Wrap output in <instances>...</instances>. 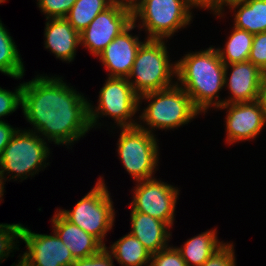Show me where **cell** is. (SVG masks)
Masks as SVG:
<instances>
[{"label":"cell","instance_id":"obj_1","mask_svg":"<svg viewBox=\"0 0 266 266\" xmlns=\"http://www.w3.org/2000/svg\"><path fill=\"white\" fill-rule=\"evenodd\" d=\"M21 106L34 132L57 145H71L91 128L89 102L61 77L37 75L23 83Z\"/></svg>","mask_w":266,"mask_h":266},{"label":"cell","instance_id":"obj_2","mask_svg":"<svg viewBox=\"0 0 266 266\" xmlns=\"http://www.w3.org/2000/svg\"><path fill=\"white\" fill-rule=\"evenodd\" d=\"M175 63V77L181 84L175 83L184 89L200 113L207 112L211 105L218 108L224 104L217 93L224 88L225 64L217 49L209 47L188 53Z\"/></svg>","mask_w":266,"mask_h":266},{"label":"cell","instance_id":"obj_3","mask_svg":"<svg viewBox=\"0 0 266 266\" xmlns=\"http://www.w3.org/2000/svg\"><path fill=\"white\" fill-rule=\"evenodd\" d=\"M31 232L22 224H0V261L18 247V238L26 244L27 251L15 266H71L75 261L71 251L60 237Z\"/></svg>","mask_w":266,"mask_h":266},{"label":"cell","instance_id":"obj_4","mask_svg":"<svg viewBox=\"0 0 266 266\" xmlns=\"http://www.w3.org/2000/svg\"><path fill=\"white\" fill-rule=\"evenodd\" d=\"M169 57L163 39L146 38L142 43L127 77L138 96L175 85L171 78L176 76V63H170Z\"/></svg>","mask_w":266,"mask_h":266},{"label":"cell","instance_id":"obj_5","mask_svg":"<svg viewBox=\"0 0 266 266\" xmlns=\"http://www.w3.org/2000/svg\"><path fill=\"white\" fill-rule=\"evenodd\" d=\"M144 98L150 102L139 119L145 122V125H149L151 129L140 124L138 126L150 133L155 128L163 130L178 128L188 124L191 119L200 114L189 95L176 83L167 89L139 96V106Z\"/></svg>","mask_w":266,"mask_h":266},{"label":"cell","instance_id":"obj_6","mask_svg":"<svg viewBox=\"0 0 266 266\" xmlns=\"http://www.w3.org/2000/svg\"><path fill=\"white\" fill-rule=\"evenodd\" d=\"M46 145L44 139L33 132V129H17L0 155V174L6 178L5 172H14L11 179L15 180H24L27 176L36 174L43 166L46 167L45 160L50 153Z\"/></svg>","mask_w":266,"mask_h":266},{"label":"cell","instance_id":"obj_7","mask_svg":"<svg viewBox=\"0 0 266 266\" xmlns=\"http://www.w3.org/2000/svg\"><path fill=\"white\" fill-rule=\"evenodd\" d=\"M105 185L100 177L93 189L76 204L73 210L59 209L68 221L95 237L104 247V237L112 229L115 219L113 201Z\"/></svg>","mask_w":266,"mask_h":266},{"label":"cell","instance_id":"obj_8","mask_svg":"<svg viewBox=\"0 0 266 266\" xmlns=\"http://www.w3.org/2000/svg\"><path fill=\"white\" fill-rule=\"evenodd\" d=\"M190 0H146L132 15L133 22L141 20L140 28L148 33L147 39H164L174 35L192 21Z\"/></svg>","mask_w":266,"mask_h":266},{"label":"cell","instance_id":"obj_9","mask_svg":"<svg viewBox=\"0 0 266 266\" xmlns=\"http://www.w3.org/2000/svg\"><path fill=\"white\" fill-rule=\"evenodd\" d=\"M118 154L126 171L134 181L151 179L158 166V145L153 133L138 125L121 127Z\"/></svg>","mask_w":266,"mask_h":266},{"label":"cell","instance_id":"obj_10","mask_svg":"<svg viewBox=\"0 0 266 266\" xmlns=\"http://www.w3.org/2000/svg\"><path fill=\"white\" fill-rule=\"evenodd\" d=\"M99 104L95 109L89 103V119L91 128L97 125L100 115L110 116L117 126H137L132 117L139 110V96L135 93L127 78L108 77L99 92Z\"/></svg>","mask_w":266,"mask_h":266},{"label":"cell","instance_id":"obj_11","mask_svg":"<svg viewBox=\"0 0 266 266\" xmlns=\"http://www.w3.org/2000/svg\"><path fill=\"white\" fill-rule=\"evenodd\" d=\"M137 183L129 205L132 210L150 215L172 227L179 190L156 178Z\"/></svg>","mask_w":266,"mask_h":266},{"label":"cell","instance_id":"obj_12","mask_svg":"<svg viewBox=\"0 0 266 266\" xmlns=\"http://www.w3.org/2000/svg\"><path fill=\"white\" fill-rule=\"evenodd\" d=\"M132 22L129 11L112 3L80 33V45L88 48L92 55L98 56Z\"/></svg>","mask_w":266,"mask_h":266},{"label":"cell","instance_id":"obj_13","mask_svg":"<svg viewBox=\"0 0 266 266\" xmlns=\"http://www.w3.org/2000/svg\"><path fill=\"white\" fill-rule=\"evenodd\" d=\"M228 109L226 116L227 143L254 139L265 126L260 102L224 103L218 109Z\"/></svg>","mask_w":266,"mask_h":266},{"label":"cell","instance_id":"obj_14","mask_svg":"<svg viewBox=\"0 0 266 266\" xmlns=\"http://www.w3.org/2000/svg\"><path fill=\"white\" fill-rule=\"evenodd\" d=\"M136 27L132 22L97 56L109 72V77L127 78L142 43L130 31Z\"/></svg>","mask_w":266,"mask_h":266},{"label":"cell","instance_id":"obj_15","mask_svg":"<svg viewBox=\"0 0 266 266\" xmlns=\"http://www.w3.org/2000/svg\"><path fill=\"white\" fill-rule=\"evenodd\" d=\"M229 67L232 71L228 78ZM264 75L265 73L250 61L225 65L224 86H228L231 97L225 99L224 103L257 101Z\"/></svg>","mask_w":266,"mask_h":266},{"label":"cell","instance_id":"obj_16","mask_svg":"<svg viewBox=\"0 0 266 266\" xmlns=\"http://www.w3.org/2000/svg\"><path fill=\"white\" fill-rule=\"evenodd\" d=\"M56 212L52 218L53 230L75 260L94 255L104 247L95 237L68 221L59 211Z\"/></svg>","mask_w":266,"mask_h":266},{"label":"cell","instance_id":"obj_17","mask_svg":"<svg viewBox=\"0 0 266 266\" xmlns=\"http://www.w3.org/2000/svg\"><path fill=\"white\" fill-rule=\"evenodd\" d=\"M45 48L50 49L56 58L71 62L80 45V33L65 18L46 19Z\"/></svg>","mask_w":266,"mask_h":266},{"label":"cell","instance_id":"obj_18","mask_svg":"<svg viewBox=\"0 0 266 266\" xmlns=\"http://www.w3.org/2000/svg\"><path fill=\"white\" fill-rule=\"evenodd\" d=\"M130 215V234L135 236L151 255L168 247L167 241L171 236L168 224L135 210H132Z\"/></svg>","mask_w":266,"mask_h":266},{"label":"cell","instance_id":"obj_19","mask_svg":"<svg viewBox=\"0 0 266 266\" xmlns=\"http://www.w3.org/2000/svg\"><path fill=\"white\" fill-rule=\"evenodd\" d=\"M215 230L203 232L177 247L187 266H202L224 243L218 241Z\"/></svg>","mask_w":266,"mask_h":266},{"label":"cell","instance_id":"obj_20","mask_svg":"<svg viewBox=\"0 0 266 266\" xmlns=\"http://www.w3.org/2000/svg\"><path fill=\"white\" fill-rule=\"evenodd\" d=\"M228 6L232 10L239 8L234 16V27L253 35L266 32V0H247Z\"/></svg>","mask_w":266,"mask_h":266},{"label":"cell","instance_id":"obj_21","mask_svg":"<svg viewBox=\"0 0 266 266\" xmlns=\"http://www.w3.org/2000/svg\"><path fill=\"white\" fill-rule=\"evenodd\" d=\"M109 248L108 251L121 266H145V264L147 266L151 264V254L130 233L117 240Z\"/></svg>","mask_w":266,"mask_h":266},{"label":"cell","instance_id":"obj_22","mask_svg":"<svg viewBox=\"0 0 266 266\" xmlns=\"http://www.w3.org/2000/svg\"><path fill=\"white\" fill-rule=\"evenodd\" d=\"M225 44V49L217 48L220 59L225 65L248 61L254 35L246 30L233 27Z\"/></svg>","mask_w":266,"mask_h":266},{"label":"cell","instance_id":"obj_23","mask_svg":"<svg viewBox=\"0 0 266 266\" xmlns=\"http://www.w3.org/2000/svg\"><path fill=\"white\" fill-rule=\"evenodd\" d=\"M0 72L15 79L24 76V65L16 44L0 20Z\"/></svg>","mask_w":266,"mask_h":266},{"label":"cell","instance_id":"obj_24","mask_svg":"<svg viewBox=\"0 0 266 266\" xmlns=\"http://www.w3.org/2000/svg\"><path fill=\"white\" fill-rule=\"evenodd\" d=\"M112 0H77L65 19L79 33L88 27L95 17L111 4Z\"/></svg>","mask_w":266,"mask_h":266},{"label":"cell","instance_id":"obj_25","mask_svg":"<svg viewBox=\"0 0 266 266\" xmlns=\"http://www.w3.org/2000/svg\"><path fill=\"white\" fill-rule=\"evenodd\" d=\"M77 0H38V6L46 19L65 18Z\"/></svg>","mask_w":266,"mask_h":266},{"label":"cell","instance_id":"obj_26","mask_svg":"<svg viewBox=\"0 0 266 266\" xmlns=\"http://www.w3.org/2000/svg\"><path fill=\"white\" fill-rule=\"evenodd\" d=\"M22 90L23 83L16 88L15 92L0 87V118L15 112L18 105H22ZM0 121L3 120L0 119Z\"/></svg>","mask_w":266,"mask_h":266},{"label":"cell","instance_id":"obj_27","mask_svg":"<svg viewBox=\"0 0 266 266\" xmlns=\"http://www.w3.org/2000/svg\"><path fill=\"white\" fill-rule=\"evenodd\" d=\"M152 266H187L176 247H166L151 255Z\"/></svg>","mask_w":266,"mask_h":266},{"label":"cell","instance_id":"obj_28","mask_svg":"<svg viewBox=\"0 0 266 266\" xmlns=\"http://www.w3.org/2000/svg\"><path fill=\"white\" fill-rule=\"evenodd\" d=\"M248 61L266 74V32L254 34Z\"/></svg>","mask_w":266,"mask_h":266},{"label":"cell","instance_id":"obj_29","mask_svg":"<svg viewBox=\"0 0 266 266\" xmlns=\"http://www.w3.org/2000/svg\"><path fill=\"white\" fill-rule=\"evenodd\" d=\"M233 244L224 243L202 266H235Z\"/></svg>","mask_w":266,"mask_h":266},{"label":"cell","instance_id":"obj_30","mask_svg":"<svg viewBox=\"0 0 266 266\" xmlns=\"http://www.w3.org/2000/svg\"><path fill=\"white\" fill-rule=\"evenodd\" d=\"M71 266H114L112 254L103 247L98 253L87 258L76 259Z\"/></svg>","mask_w":266,"mask_h":266},{"label":"cell","instance_id":"obj_31","mask_svg":"<svg viewBox=\"0 0 266 266\" xmlns=\"http://www.w3.org/2000/svg\"><path fill=\"white\" fill-rule=\"evenodd\" d=\"M193 7L208 8L215 15L222 16L225 0H190Z\"/></svg>","mask_w":266,"mask_h":266},{"label":"cell","instance_id":"obj_32","mask_svg":"<svg viewBox=\"0 0 266 266\" xmlns=\"http://www.w3.org/2000/svg\"><path fill=\"white\" fill-rule=\"evenodd\" d=\"M16 131L17 130L14 127L5 121H0V155Z\"/></svg>","mask_w":266,"mask_h":266},{"label":"cell","instance_id":"obj_33","mask_svg":"<svg viewBox=\"0 0 266 266\" xmlns=\"http://www.w3.org/2000/svg\"><path fill=\"white\" fill-rule=\"evenodd\" d=\"M146 0H112L124 10L129 11L132 15Z\"/></svg>","mask_w":266,"mask_h":266},{"label":"cell","instance_id":"obj_34","mask_svg":"<svg viewBox=\"0 0 266 266\" xmlns=\"http://www.w3.org/2000/svg\"><path fill=\"white\" fill-rule=\"evenodd\" d=\"M258 101L260 102V105L262 107V111L265 117V121H266V74L264 75V78H263Z\"/></svg>","mask_w":266,"mask_h":266},{"label":"cell","instance_id":"obj_35","mask_svg":"<svg viewBox=\"0 0 266 266\" xmlns=\"http://www.w3.org/2000/svg\"><path fill=\"white\" fill-rule=\"evenodd\" d=\"M4 180H5V178H3V176L0 174V200H2L1 198H2V196H3V190H4Z\"/></svg>","mask_w":266,"mask_h":266},{"label":"cell","instance_id":"obj_36","mask_svg":"<svg viewBox=\"0 0 266 266\" xmlns=\"http://www.w3.org/2000/svg\"><path fill=\"white\" fill-rule=\"evenodd\" d=\"M243 1H247V0H225V5L228 6L230 4H234L237 2H243Z\"/></svg>","mask_w":266,"mask_h":266}]
</instances>
